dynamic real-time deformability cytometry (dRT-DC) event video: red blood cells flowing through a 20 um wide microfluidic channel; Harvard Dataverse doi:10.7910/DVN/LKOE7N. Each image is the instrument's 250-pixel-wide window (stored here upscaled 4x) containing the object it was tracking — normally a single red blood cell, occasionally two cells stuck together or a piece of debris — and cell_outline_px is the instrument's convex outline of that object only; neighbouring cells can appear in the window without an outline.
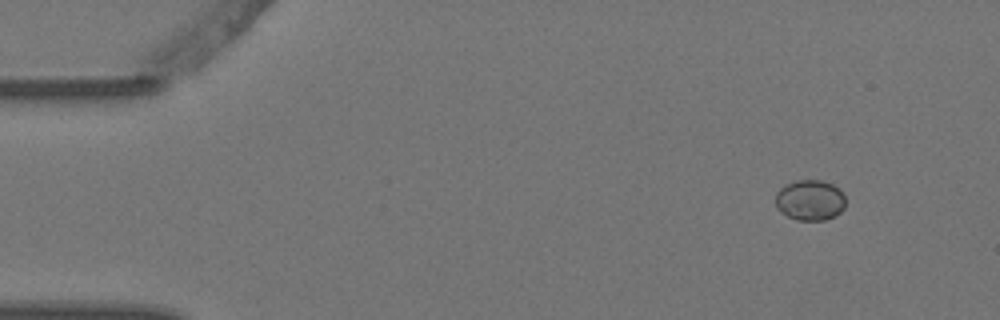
{"species": "Egyptian fruit bat (a non-hibernating species)", "species_latin": "Rousettus aegyptiacus", "temperature_condition": "warm", "stored_images_in_passage": 4, "camera_frame_rate_fps": 3000, "um_per_image_px": 0.085, "animal": {"sex": "female"}, "frame": {"image": 1, "passage_image": 1, "time_ms": 0.0, "image_size_px": [1000, 320], "cell_outline_px": [[844, 208], [836, 216], [824, 220], [796, 220], [788, 216], [776, 208], [776, 192], [784, 184], [796, 180], [820, 180], [832, 184], [840, 188], [844, 192]], "centroid_in_image_um": [68.85, 17.0], "position_along_channel_um": 16.1, "area_um2": 16.76}}